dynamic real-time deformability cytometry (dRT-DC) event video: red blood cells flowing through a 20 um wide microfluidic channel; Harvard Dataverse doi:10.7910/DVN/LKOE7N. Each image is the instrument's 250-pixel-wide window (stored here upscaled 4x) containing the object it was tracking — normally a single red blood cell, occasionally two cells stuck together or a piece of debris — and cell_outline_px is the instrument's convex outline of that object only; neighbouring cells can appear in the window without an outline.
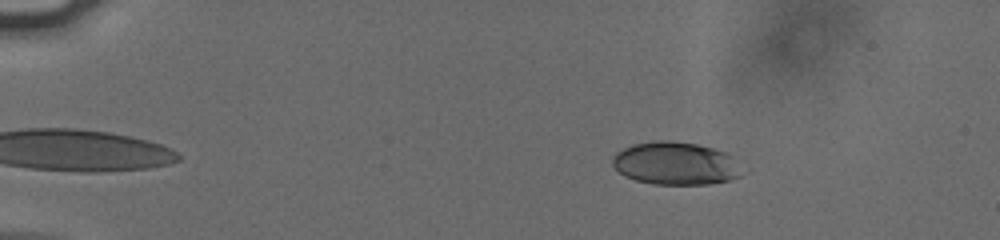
{"species": "human", "species_latin": "Homo sapiens", "temperature_condition": "cold", "stored_images_in_passage": 47, "camera_frame_rate_fps": 3000, "um_per_image_px": 0.085, "donor": {"sex": "male"}, "frame": {"image": 1, "passage_image": 1, "time_ms": 0.0, "image_size_px": [1000, 240], "cell_outline_px": [[740, 176], [728, 180], [708, 184], [652, 184], [636, 180], [624, 176], [612, 164], [612, 156], [616, 152], [632, 144], [652, 140], [668, 140], [696, 144], [728, 152], [732, 156]], "centroid_in_image_um": [57.35, 13.88], "position_along_channel_um": 27.7, "area_um2": 32.14}}
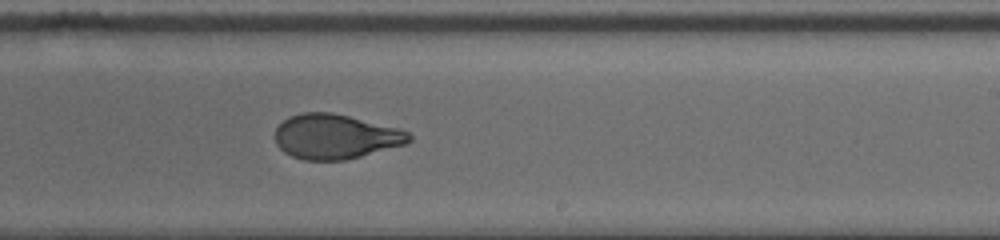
{"frame": {"image": 2, "passage_image": 27, "time_ms": 8.667, "image_size_px": [1000, 240], "cell_outline_px": [[412, 140], [404, 144], [360, 156], [344, 160], [304, 160], [292, 156], [284, 152], [276, 144], [276, 128], [288, 116], [304, 112], [332, 112], [396, 128], [408, 132], [412, 136]], "centroid_in_image_um": [28.47, 11.61], "position_along_channel_um": 260.5, "area_um2": 34.51}}
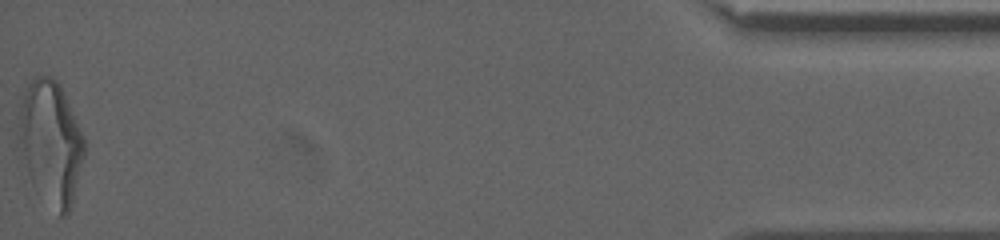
{"frame": {"image": 3, "passage_image": 47, "time_ms": 15.333, "image_size_px": [1000, 240], "cell_outline_px": [[84, 156], [72, 204], [68, 216], [60, 216], [32, 184], [16, 136], [16, 104], [28, 84], [36, 76], [48, 76], [56, 80], [60, 84], [84, 136]], "centroid_in_image_um": [4.27, 12.06], "position_along_channel_um": 430.9, "area_um2": 47.8}, "authors_computed_cell_mechanics": {"area_um2": 35.4314, "velocity_mm_per_s": 3.8112, "shape_relaxation_time_tau1_ms": 5.2499, "shape_relaxation_time_tau2_ms": 0.9041, "deformation_change_tau1": 0.1888, "deformation_change_tau2": 0.0699}}